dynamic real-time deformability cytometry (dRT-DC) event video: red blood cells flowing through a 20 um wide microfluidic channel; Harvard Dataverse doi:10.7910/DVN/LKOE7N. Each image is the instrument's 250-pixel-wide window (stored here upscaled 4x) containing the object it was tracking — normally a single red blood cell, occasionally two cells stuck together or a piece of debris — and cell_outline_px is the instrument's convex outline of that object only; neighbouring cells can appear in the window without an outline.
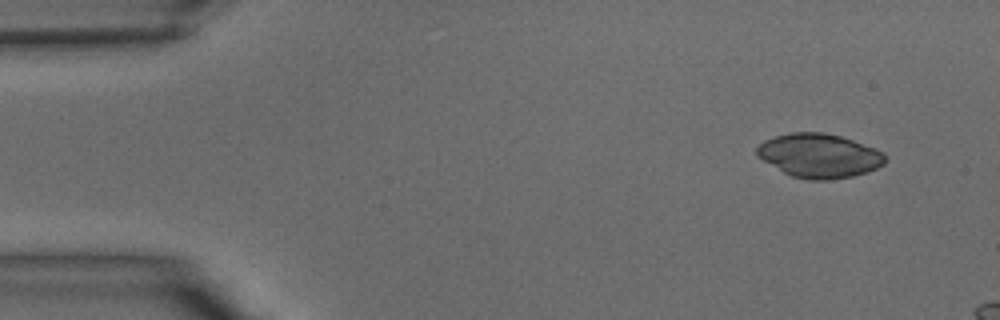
{"species": "common noctule bat (a hibernating species)", "species_latin": "Nyctalus noctula", "temperature_condition": "warm", "stored_images_in_passage": 7, "camera_frame_rate_fps": 3000, "um_per_image_px": 0.085, "animal": {"sex": "male", "body_mass_g": 15.6}, "frame": {"image": 1, "passage_image": 1, "time_ms": 0.0, "image_size_px": [1000, 320], "cell_outline_px": [[888, 160], [884, 164], [868, 172], [852, 176], [828, 180], [808, 180], [792, 176], [784, 172], [756, 156], [756, 148], [764, 140], [776, 136], [792, 132], [824, 132], [840, 136], [852, 140], [884, 152]], "centroid_in_image_um": [69.65, 13.23], "position_along_channel_um": 15.4, "area_um2": 32.89}}